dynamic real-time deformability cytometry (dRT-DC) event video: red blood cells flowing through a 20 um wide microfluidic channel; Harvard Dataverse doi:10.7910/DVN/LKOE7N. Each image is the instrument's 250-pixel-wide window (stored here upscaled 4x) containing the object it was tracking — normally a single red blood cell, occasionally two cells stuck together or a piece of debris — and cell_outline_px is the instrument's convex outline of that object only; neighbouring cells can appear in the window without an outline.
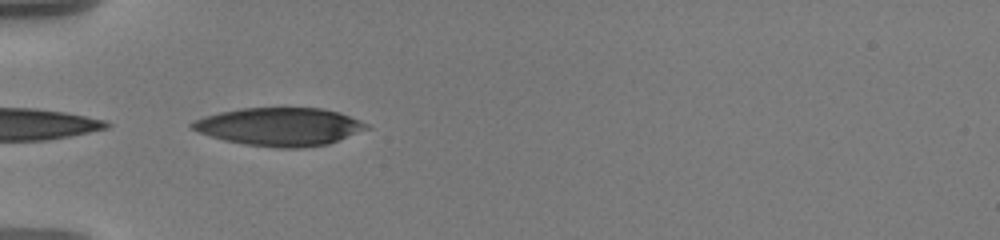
{"species": "human", "species_latin": "Homo sapiens", "temperature_condition": "warm", "stored_images_in_passage": 5, "camera_frame_rate_fps": 3000, "um_per_image_px": 0.085, "donor": {"sex": "male"}, "frame": {"image": 1, "passage_image": 1, "time_ms": 0.0, "image_size_px": [1000, 240], "cell_outline_px": [[372, 128], [328, 144], [300, 148], [276, 148], [244, 144], [224, 140], [188, 128], [188, 124], [204, 116], [220, 112], [240, 108], [320, 108], [340, 112], [360, 120], [368, 124]], "centroid_in_image_um": [23.8, 10.77], "position_along_channel_um": 61.2, "area_um2": 38.84}}
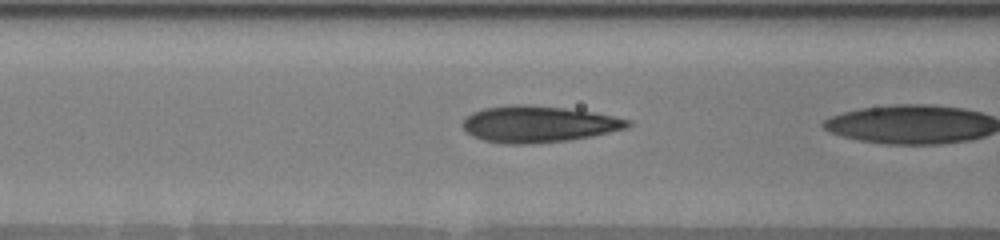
{"frame": {"image": 2, "passage_image": 4, "time_ms": 1.0, "image_size_px": [1000, 240], "cell_outline_px": [[632, 124], [628, 128], [592, 136], [572, 140], [532, 144], [504, 144], [484, 140], [472, 136], [460, 124], [464, 116], [472, 112], [484, 108], [512, 104], [528, 104], [564, 108], [596, 112], [632, 120]], "centroid_in_image_um": [45.77, 10.55], "position_along_channel_um": 120.8, "area_um2": 35.6}}